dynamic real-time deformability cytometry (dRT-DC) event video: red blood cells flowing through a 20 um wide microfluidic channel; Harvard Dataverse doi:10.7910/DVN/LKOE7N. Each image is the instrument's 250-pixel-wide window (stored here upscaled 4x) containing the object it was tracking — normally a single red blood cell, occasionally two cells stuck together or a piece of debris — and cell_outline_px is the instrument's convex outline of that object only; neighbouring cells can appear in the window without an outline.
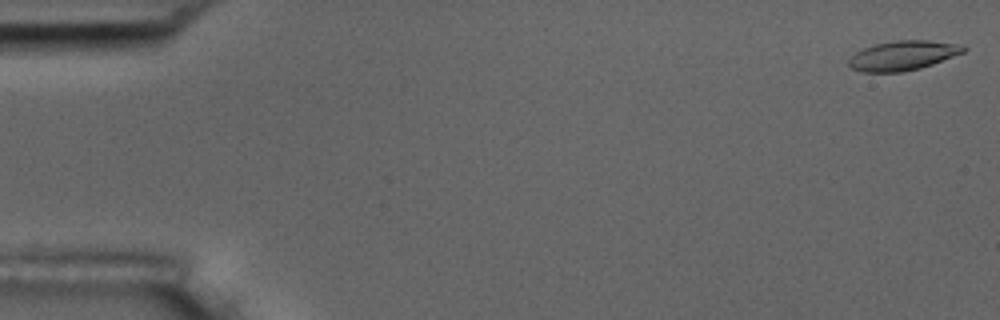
{"species": "common noctule bat (a hibernating species)", "species_latin": "Nyctalus noctula", "temperature_condition": "room temperature", "stored_images_in_passage": 55, "camera_frame_rate_fps": 3000, "um_per_image_px": 0.085, "animal": {"sex": "male", "body_mass_g": 17.5, "forearm_length_mm": 52.3}, "frame": {"image": 1, "passage_image": 1, "time_ms": 0.0, "image_size_px": [1000, 320], "cell_outline_px": [[968, 48], [964, 52], [932, 64], [920, 68], [900, 72], [860, 72], [852, 68], [848, 64], [848, 60], [856, 52], [864, 48], [876, 44], [896, 40], [928, 40], [964, 44]], "centroid_in_image_um": [76.77, 4.71], "position_along_channel_um": 8.2, "area_um2": 19.77}}
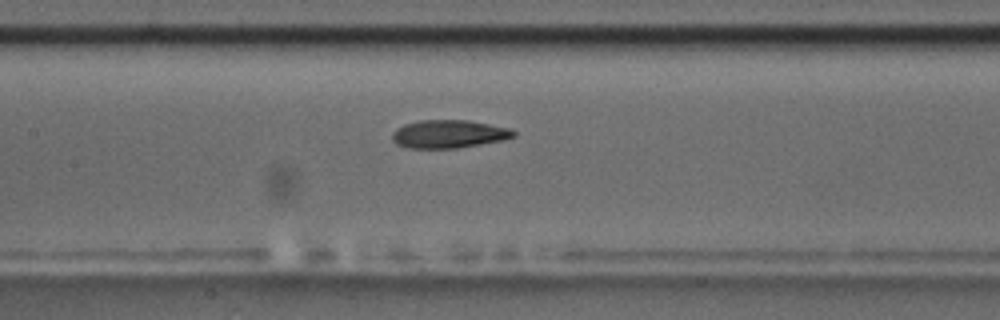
{"frame": {"image": 2, "passage_image": 26, "time_ms": 8.333, "image_size_px": [1000, 320], "cell_outline_px": [[516, 136], [504, 140], [456, 148], [408, 148], [396, 144], [392, 140], [392, 132], [396, 128], [404, 124], [420, 120], [468, 120], [512, 128], [516, 132]], "centroid_in_image_um": [38.16, 11.38], "position_along_channel_um": 169.2, "area_um2": 20.06}}
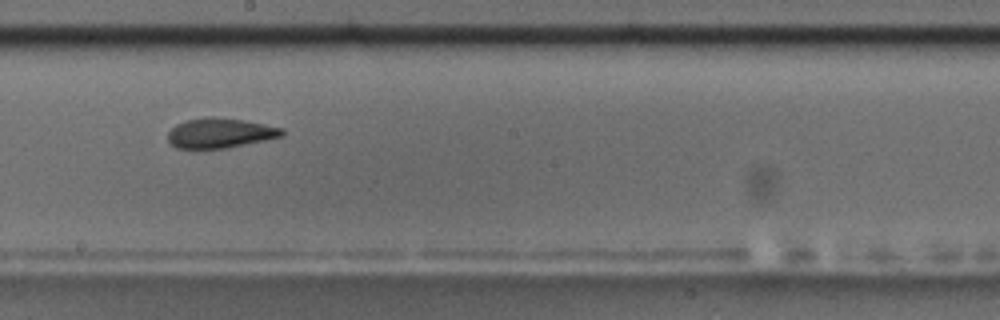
{"frame": {"image": 3, "passage_image": 31, "time_ms": 10.0, "image_size_px": [1000, 320], "cell_outline_px": [[284, 136], [224, 148], [196, 152], [176, 148], [168, 140], [168, 132], [176, 124], [184, 120], [204, 116], [208, 116], [244, 120], [284, 128]], "centroid_in_image_um": [18.63, 11.34], "position_along_channel_um": 229.6, "area_um2": 20.52}, "authors_computed_cell_mechanics": {"area_um2": 20.4612, "velocity_mm_per_s": 3.6374, "shape_relaxation_time_tau1_ms": null, "shape_relaxation_time_tau2_ms": 3.0082, "deformation_change_tau1": null, "deformation_change_tau2": 0.1022}}